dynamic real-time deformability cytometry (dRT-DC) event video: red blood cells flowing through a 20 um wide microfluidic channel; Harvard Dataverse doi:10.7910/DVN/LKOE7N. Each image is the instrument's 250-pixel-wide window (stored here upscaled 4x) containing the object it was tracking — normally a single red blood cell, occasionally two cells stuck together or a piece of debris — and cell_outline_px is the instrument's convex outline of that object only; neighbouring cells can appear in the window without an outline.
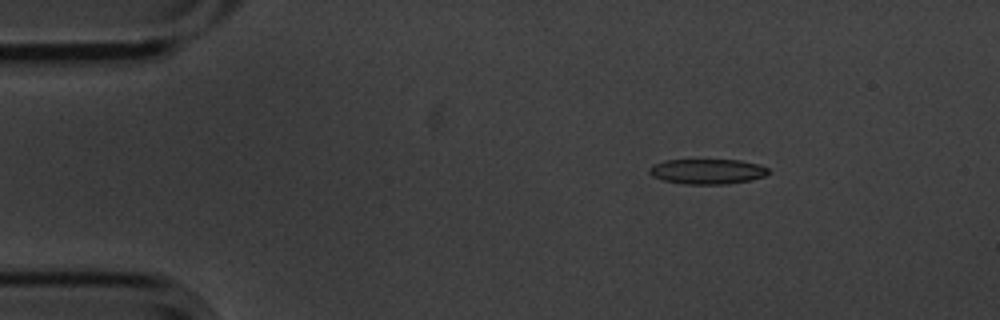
{"species": "common noctule bat (a hibernating species)", "species_latin": "Nyctalus noctula", "temperature_condition": "cold", "stored_images_in_passage": 6, "camera_frame_rate_fps": 3000, "um_per_image_px": 0.085, "animal": {"sex": "male", "body_mass_g": 20.1, "forearm_length_mm": 53.5}, "frame": {"image": 1, "passage_image": 3, "time_ms": 0.667, "image_size_px": [1000, 320], "cell_outline_px": [[768, 172], [764, 176], [752, 180], [728, 184], [684, 184], [664, 180], [652, 176], [648, 172], [648, 168], [652, 164], [664, 160], [740, 160], [760, 164], [768, 168]], "centroid_in_image_um": [60.11, 14.57], "position_along_channel_um": 24.9, "area_um2": 17.57}}